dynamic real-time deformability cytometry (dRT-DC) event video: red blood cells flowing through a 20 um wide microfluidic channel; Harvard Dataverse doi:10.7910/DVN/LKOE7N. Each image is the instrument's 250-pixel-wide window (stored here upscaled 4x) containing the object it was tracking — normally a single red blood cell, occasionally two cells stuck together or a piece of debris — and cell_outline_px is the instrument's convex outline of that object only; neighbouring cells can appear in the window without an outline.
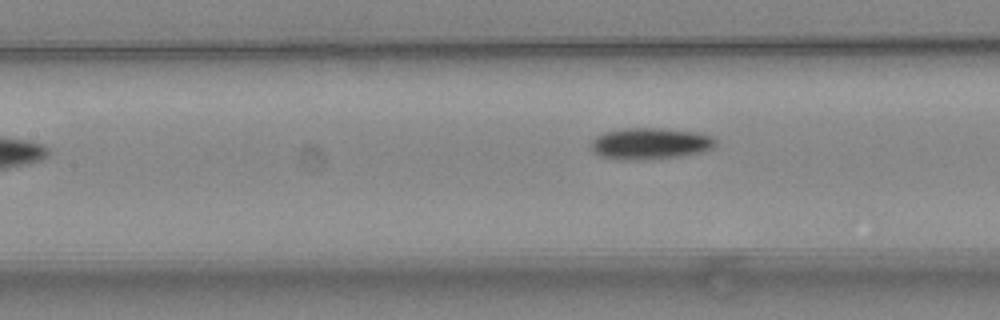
{"species": "common noctule bat (a hibernating species)", "species_latin": "Nyctalus noctula", "temperature_condition": "warm", "stored_images_in_passage": 8, "camera_frame_rate_fps": 3000, "um_per_image_px": 0.085, "animal": {"sex": "female", "body_mass_g": 24.6, "forearm_length_mm": 56.2}, "frame": {"image": 1, "passage_image": 8, "time_ms": 2.333, "image_size_px": [1000, 320], "cell_outline_px": [[716, 144], [712, 148], [700, 152], [680, 156], [640, 160], [620, 160], [600, 156], [592, 152], [592, 140], [596, 136], [604, 132], [628, 128], [660, 128], [696, 132], [712, 136], [716, 140]], "centroid_in_image_um": [55.24, 12.21], "position_along_channel_um": 152.2, "area_um2": 22.83}}